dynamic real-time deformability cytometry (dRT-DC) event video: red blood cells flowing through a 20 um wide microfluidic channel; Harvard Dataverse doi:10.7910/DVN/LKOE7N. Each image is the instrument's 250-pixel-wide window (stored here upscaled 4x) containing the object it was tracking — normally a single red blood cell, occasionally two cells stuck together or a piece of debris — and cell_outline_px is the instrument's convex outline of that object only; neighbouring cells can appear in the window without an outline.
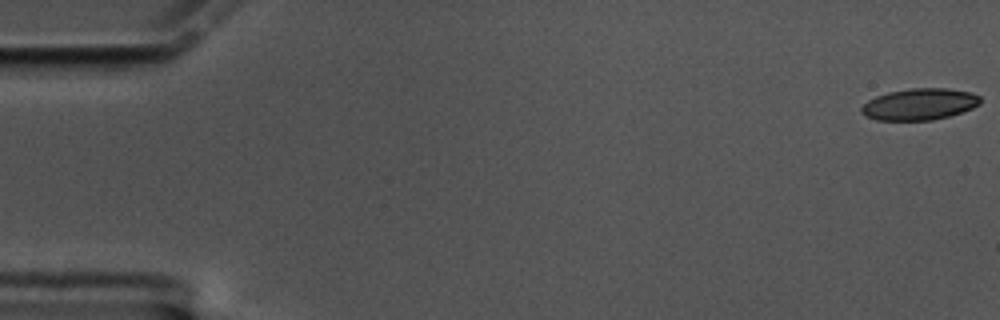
{"species": "common noctule bat (a hibernating species)", "species_latin": "Nyctalus noctula", "temperature_condition": "cold", "stored_images_in_passage": 60, "camera_frame_rate_fps": 3000, "um_per_image_px": 0.085, "animal": {"sex": "male", "body_mass_g": 17.5, "forearm_length_mm": 52.3}, "frame": {"image": 1, "passage_image": 1, "time_ms": 0.0, "image_size_px": [1000, 320], "cell_outline_px": [[980, 104], [972, 108], [948, 116], [932, 120], [876, 120], [864, 116], [860, 112], [860, 108], [868, 100], [876, 96], [888, 92], [912, 88], [948, 88], [972, 92], [980, 96]], "centroid_in_image_um": [78.14, 8.85], "position_along_channel_um": 6.9, "area_um2": 21.91}}
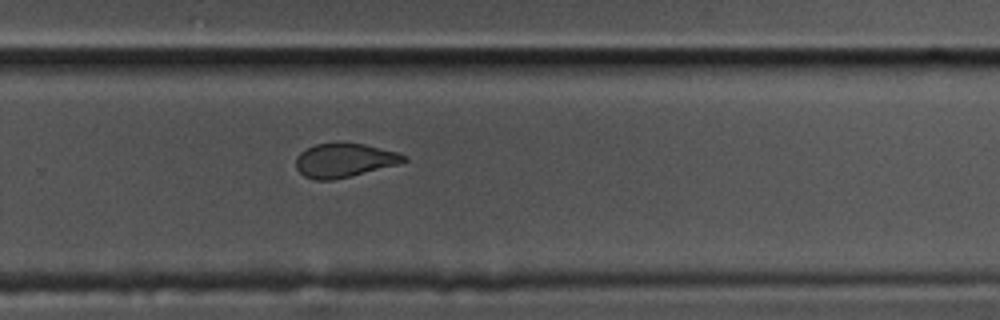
{"frame": {"image": 2, "passage_image": 40, "time_ms": 13.0, "image_size_px": [1000, 320], "cell_outline_px": [[408, 160], [400, 164], [332, 180], [316, 180], [304, 176], [296, 168], [296, 156], [300, 152], [316, 144], [364, 144], [396, 152], [408, 156]], "centroid_in_image_um": [29.28, 13.64], "position_along_channel_um": 300.5, "area_um2": 20.98}}
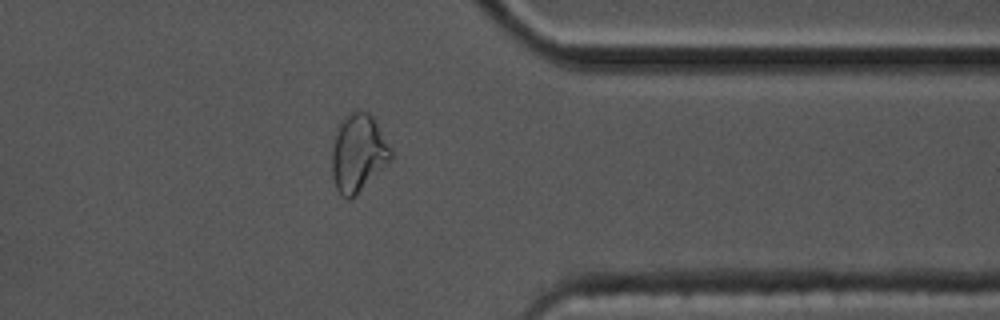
{"frame": {"image": 3, "passage_image": 48, "time_ms": 15.667, "image_size_px": [1000, 320], "cell_outline_px": [[392, 160], [352, 200], [348, 200], [336, 188], [332, 176], [332, 148], [340, 124], [344, 116], [348, 112], [356, 108], [360, 108], [368, 112], [372, 116], [392, 148]], "centroid_in_image_um": [30.47, 13.0], "position_along_channel_um": 380.9, "area_um2": 27.05}, "authors_computed_cell_mechanics": {"area_um2": 22.7732, "velocity_mm_per_s": 3.3584, "shape_relaxation_time_tau1_ms": 5.699, "shape_relaxation_time_tau2_ms": 1.9522, "deformation_change_tau1": 0.1342, "deformation_change_tau2": 0.0852}}